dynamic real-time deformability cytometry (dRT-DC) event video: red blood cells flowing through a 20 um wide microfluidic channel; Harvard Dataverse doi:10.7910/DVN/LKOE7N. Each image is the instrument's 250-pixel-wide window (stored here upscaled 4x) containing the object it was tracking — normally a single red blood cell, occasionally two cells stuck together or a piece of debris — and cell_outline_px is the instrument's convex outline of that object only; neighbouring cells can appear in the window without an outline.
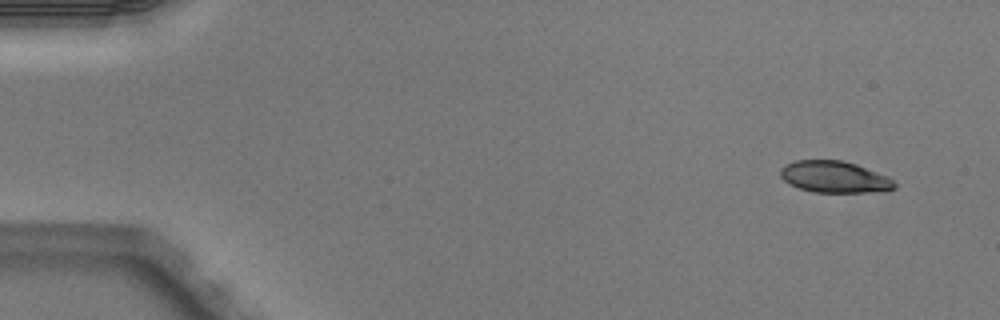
{"species": "Egyptian fruit bat (a non-hibernating species)", "species_latin": "Rousettus aegyptiacus", "temperature_condition": "warm", "stored_images_in_passage": 3, "camera_frame_rate_fps": 3000, "um_per_image_px": 0.085, "animal": {"sex": "male"}, "frame": {"image": 1, "passage_image": 1, "time_ms": 0.0, "image_size_px": [1000, 320], "cell_outline_px": [[896, 188], [864, 192], [812, 192], [788, 184], [780, 176], [780, 168], [784, 164], [796, 160], [840, 160], [856, 164], [888, 176], [896, 184]], "centroid_in_image_um": [70.87, 15.03], "position_along_channel_um": 14.1, "area_um2": 20.92}}